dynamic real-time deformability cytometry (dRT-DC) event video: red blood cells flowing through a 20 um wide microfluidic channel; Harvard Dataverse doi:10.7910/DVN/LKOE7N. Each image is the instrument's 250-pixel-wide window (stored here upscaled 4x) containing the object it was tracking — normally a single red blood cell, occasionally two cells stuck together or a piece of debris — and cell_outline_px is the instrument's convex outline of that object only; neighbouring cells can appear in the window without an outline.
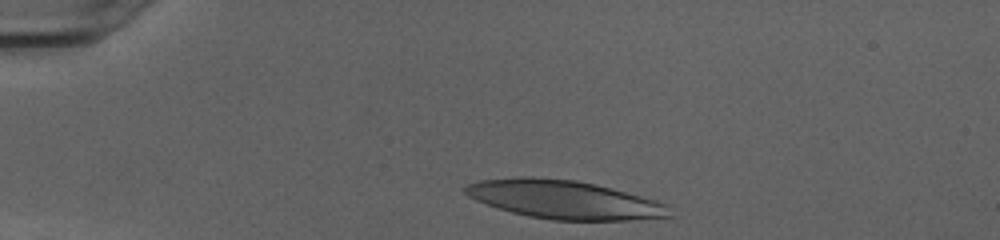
{"species": "human", "species_latin": "Homo sapiens", "temperature_condition": "cold", "stored_images_in_passage": 33, "camera_frame_rate_fps": 3000, "um_per_image_px": 0.085, "donor": {"sex": "female"}, "frame": {"image": 1, "passage_image": 2, "time_ms": 0.333, "image_size_px": [1000, 240], "cell_outline_px": [[676, 216], [632, 220], [552, 220], [528, 216], [496, 208], [476, 200], [468, 196], [464, 192], [464, 188], [468, 184], [480, 180], [520, 176], [532, 176], [576, 180], [596, 184], [656, 200], [668, 204]], "centroid_in_image_um": [47.99, 16.96], "position_along_channel_um": 37.0, "area_um2": 46.18}}
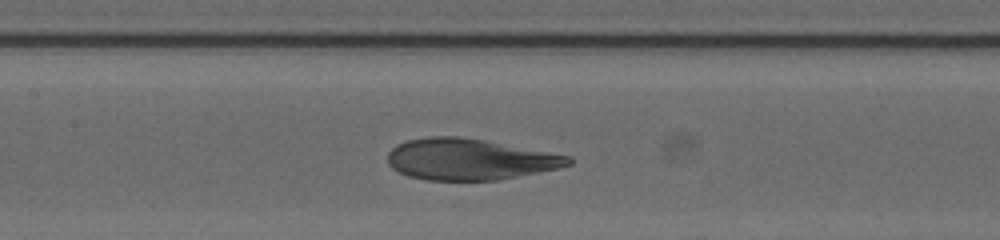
{"frame": {"image": 2, "passage_image": 16, "time_ms": 5.0, "image_size_px": [1000, 240], "cell_outline_px": [[572, 164], [560, 168], [496, 180], [428, 180], [408, 176], [392, 168], [388, 164], [388, 152], [396, 144], [408, 140], [428, 136], [460, 136], [484, 140], [572, 156]], "centroid_in_image_um": [39.91, 13.53], "position_along_channel_um": 167.5, "area_um2": 43.41}}
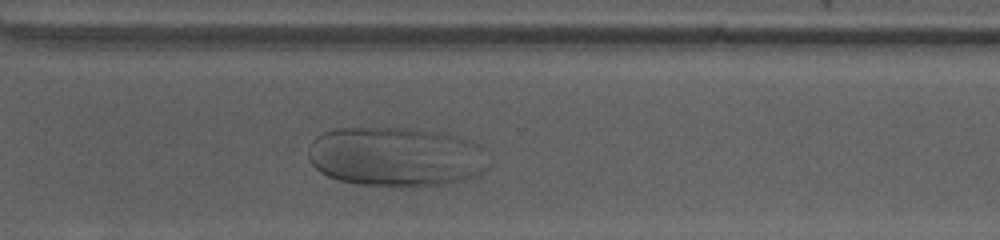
{"frame": {"image": 3, "passage_image": 29, "time_ms": 9.333, "image_size_px": [1000, 240], "cell_outline_px": [[488, 168], [484, 172], [464, 180], [444, 184], [400, 188], [392, 188], [360, 184], [340, 180], [328, 176], [320, 172], [312, 164], [308, 156], [308, 148], [312, 140], [316, 136], [324, 132], [336, 128], [408, 128], [440, 132], [460, 136], [480, 144], [488, 148]], "centroid_in_image_um": [33.72, 13.33], "position_along_channel_um": 336.9, "area_um2": 63.93}}